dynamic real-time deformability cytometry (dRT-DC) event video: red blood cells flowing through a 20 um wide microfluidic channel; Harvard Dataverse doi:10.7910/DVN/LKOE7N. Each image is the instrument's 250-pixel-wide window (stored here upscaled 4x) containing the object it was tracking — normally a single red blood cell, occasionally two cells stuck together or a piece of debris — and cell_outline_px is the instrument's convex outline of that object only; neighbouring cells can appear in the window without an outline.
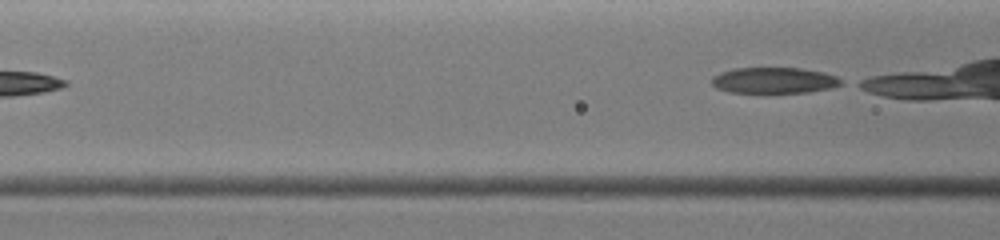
{"species": "common noctule bat (a hibernating species)", "species_latin": "Nyctalus noctula", "temperature_condition": "warm", "stored_images_in_passage": 5, "segment_of_instrument_passage": [2, 2], "camera_frame_rate_fps": 3000, "um_per_image_px": 0.085, "animal": {"sex": "female", "body_mass_g": 19.0, "forearm_length_mm": 51.5}, "frame": {"image": 1, "passage_image": 5, "time_ms": 3.0, "image_size_px": [1000, 240], "cell_outline_px": [[844, 80], [840, 84], [832, 88], [808, 92], [760, 96], [728, 92], [716, 88], [712, 84], [712, 76], [720, 72], [732, 68], [804, 68], [824, 72], [836, 76]], "centroid_in_image_um": [65.75, 6.88], "position_along_channel_um": 100.8, "area_um2": 20.81}}